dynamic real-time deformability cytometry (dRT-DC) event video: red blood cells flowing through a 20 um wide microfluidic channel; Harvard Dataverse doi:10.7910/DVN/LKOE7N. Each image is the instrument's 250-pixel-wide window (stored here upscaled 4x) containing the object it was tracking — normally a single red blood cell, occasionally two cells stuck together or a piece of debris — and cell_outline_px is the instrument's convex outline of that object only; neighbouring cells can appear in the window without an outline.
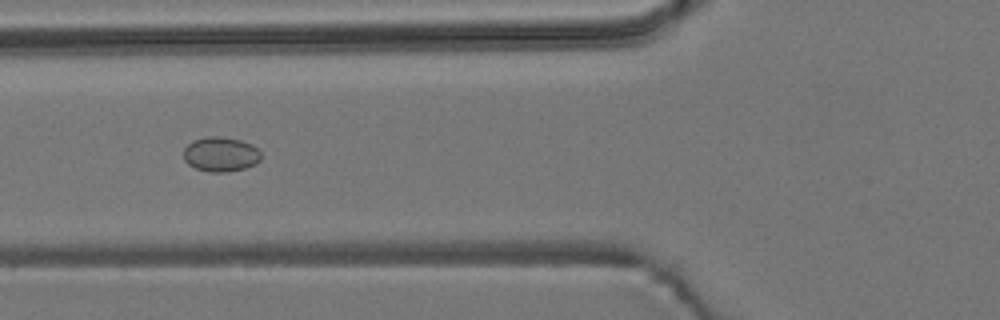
{"species": "common noctule bat (a hibernating species)", "species_latin": "Nyctalus noctula", "temperature_condition": "room temperature", "stored_images_in_passage": 8, "camera_frame_rate_fps": 3000, "um_per_image_px": 0.085, "animal": {"sex": "male", "body_mass_g": 19.2, "forearm_length_mm": 51.8}, "frame": {"image": 1, "passage_image": 6, "time_ms": 6.667, "image_size_px": [1000, 320], "cell_outline_px": [[260, 160], [256, 164], [244, 168], [228, 172], [208, 172], [196, 168], [188, 164], [184, 160], [184, 148], [192, 140], [208, 136], [220, 136], [240, 140], [252, 144], [260, 152]], "centroid_in_image_um": [18.75, 13.11], "position_along_channel_um": 107.1, "area_um2": 15.72}}
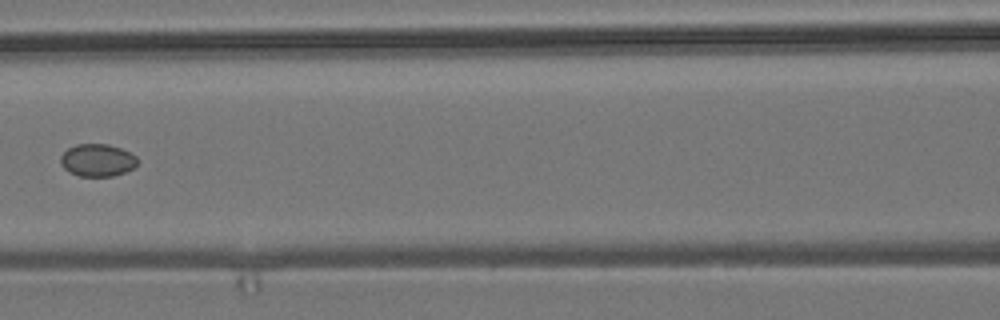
{"frame": {"image": 2, "passage_image": 7, "time_ms": 8.0, "image_size_px": [1000, 320], "cell_outline_px": [[136, 164], [132, 168], [124, 172], [112, 176], [80, 176], [68, 172], [60, 164], [60, 156], [68, 148], [76, 144], [108, 144], [120, 148], [136, 156]], "centroid_in_image_um": [8.23, 13.61], "position_along_channel_um": 158.4, "area_um2": 14.45}}
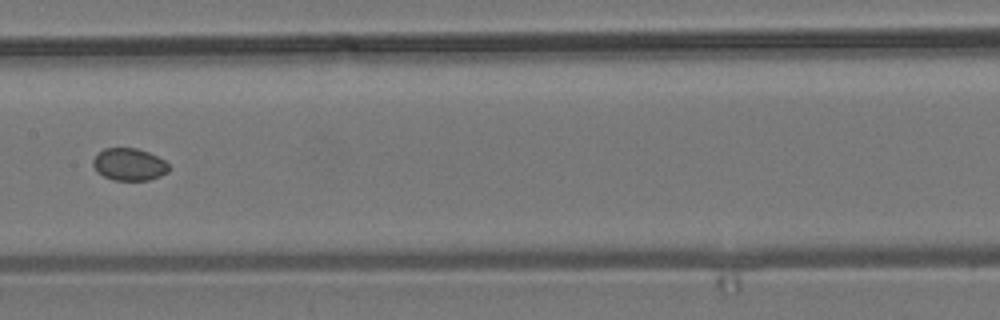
{"frame": {"image": 3, "passage_image": 8, "time_ms": 9.0, "image_size_px": [1000, 320], "cell_outline_px": [[172, 168], [168, 172], [160, 176], [148, 180], [112, 180], [96, 172], [92, 164], [92, 160], [104, 148], [136, 148], [148, 152], [164, 160]], "centroid_in_image_um": [10.99, 13.98], "position_along_channel_um": 196.4, "area_um2": 14.33}}